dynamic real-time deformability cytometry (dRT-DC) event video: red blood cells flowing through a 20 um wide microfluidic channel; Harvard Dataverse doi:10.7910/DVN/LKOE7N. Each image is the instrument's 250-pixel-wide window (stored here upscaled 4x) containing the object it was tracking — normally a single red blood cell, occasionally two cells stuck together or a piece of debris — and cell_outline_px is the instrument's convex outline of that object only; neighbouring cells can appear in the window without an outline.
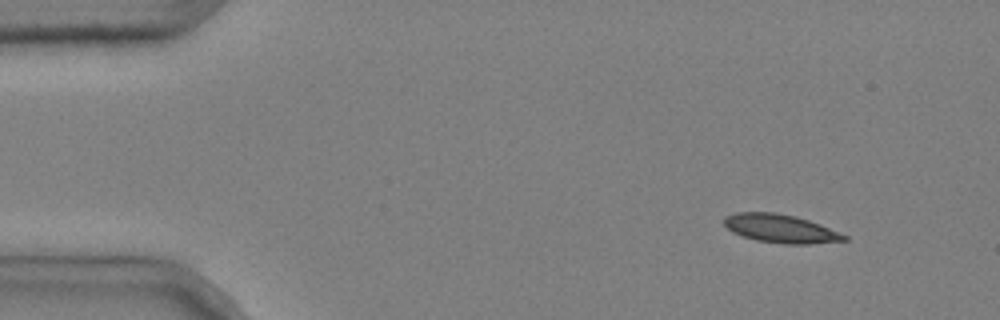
{"species": "common noctule bat (a hibernating species)", "species_latin": "Nyctalus noctula", "temperature_condition": "cold", "stored_images_in_passage": 3, "camera_frame_rate_fps": 3000, "um_per_image_px": 0.085, "animal": {"sex": "male", "body_mass_g": 20.4}, "frame": {"image": 1, "passage_image": 1, "time_ms": 0.0, "image_size_px": [1000, 320], "cell_outline_px": [[848, 240], [808, 244], [784, 244], [756, 240], [732, 232], [724, 224], [724, 216], [736, 212], [772, 212], [796, 216], [820, 224], [840, 232], [848, 236]], "centroid_in_image_um": [66.36, 19.42], "position_along_channel_um": 18.6, "area_um2": 19.88}}